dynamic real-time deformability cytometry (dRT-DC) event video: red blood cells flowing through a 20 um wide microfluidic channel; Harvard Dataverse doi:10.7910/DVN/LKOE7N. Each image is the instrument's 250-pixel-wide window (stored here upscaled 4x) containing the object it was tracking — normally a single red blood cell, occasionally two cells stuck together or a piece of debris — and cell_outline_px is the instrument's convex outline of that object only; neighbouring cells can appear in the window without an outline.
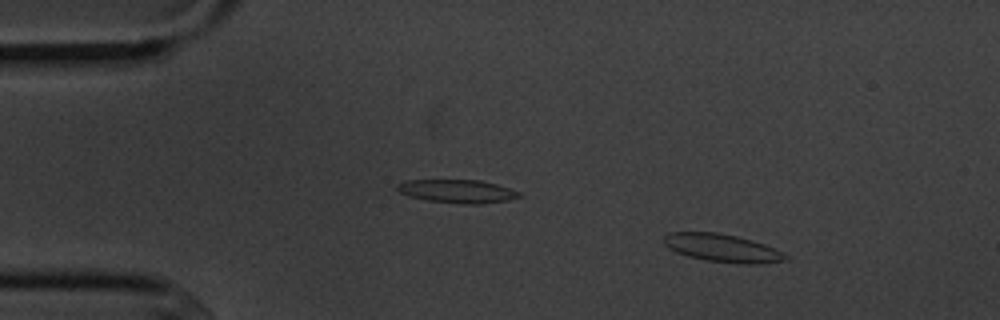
{"species": "common noctule bat (a hibernating species)", "species_latin": "Nyctalus noctula", "temperature_condition": "cold", "stored_images_in_passage": 4, "camera_frame_rate_fps": 3000, "um_per_image_px": 0.085, "animal": {"sex": "male", "body_mass_g": 20.1, "forearm_length_mm": 53.5}, "frame": {"image": 1, "passage_image": 1, "time_ms": 0.0, "image_size_px": [1000, 320], "cell_outline_px": [[788, 260], [760, 264], [740, 264], [704, 260], [688, 256], [676, 252], [668, 248], [664, 244], [664, 236], [668, 232], [716, 232], [736, 236], [752, 240], [764, 244], [788, 256]], "centroid_in_image_um": [61.37, 21.09], "position_along_channel_um": 23.6, "area_um2": 19.83}}